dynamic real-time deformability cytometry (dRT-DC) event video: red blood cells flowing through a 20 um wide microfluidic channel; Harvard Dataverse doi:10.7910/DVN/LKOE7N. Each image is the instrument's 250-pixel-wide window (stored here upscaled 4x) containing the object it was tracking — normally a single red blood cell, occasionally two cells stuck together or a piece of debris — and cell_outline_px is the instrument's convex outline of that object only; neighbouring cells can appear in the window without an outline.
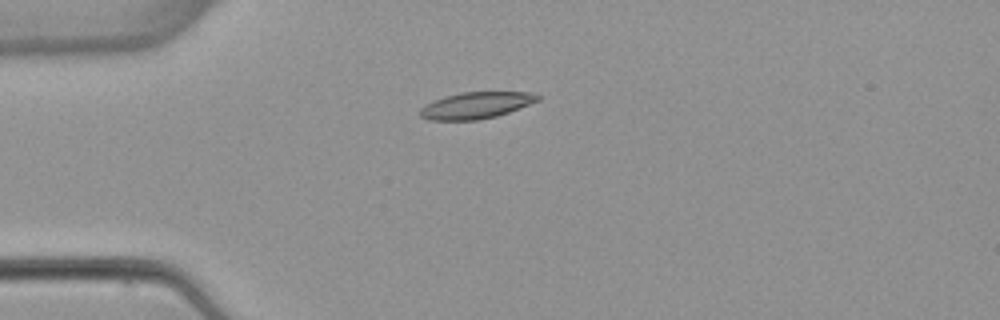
{"species": "common noctule bat (a hibernating species)", "species_latin": "Nyctalus noctula", "temperature_condition": "warm", "stored_images_in_passage": 5, "camera_frame_rate_fps": 3000, "um_per_image_px": 0.085, "animal": {"sex": "female", "body_mass_g": 22.7, "forearm_length_mm": 54.2}, "frame": {"image": 1, "passage_image": 4, "time_ms": 3.333, "image_size_px": [1000, 320], "cell_outline_px": [[540, 100], [508, 112], [496, 116], [480, 120], [428, 120], [420, 116], [420, 108], [424, 104], [444, 96], [460, 92], [532, 92], [540, 96]], "centroid_in_image_um": [40.44, 8.95], "position_along_channel_um": 44.6, "area_um2": 18.26}}